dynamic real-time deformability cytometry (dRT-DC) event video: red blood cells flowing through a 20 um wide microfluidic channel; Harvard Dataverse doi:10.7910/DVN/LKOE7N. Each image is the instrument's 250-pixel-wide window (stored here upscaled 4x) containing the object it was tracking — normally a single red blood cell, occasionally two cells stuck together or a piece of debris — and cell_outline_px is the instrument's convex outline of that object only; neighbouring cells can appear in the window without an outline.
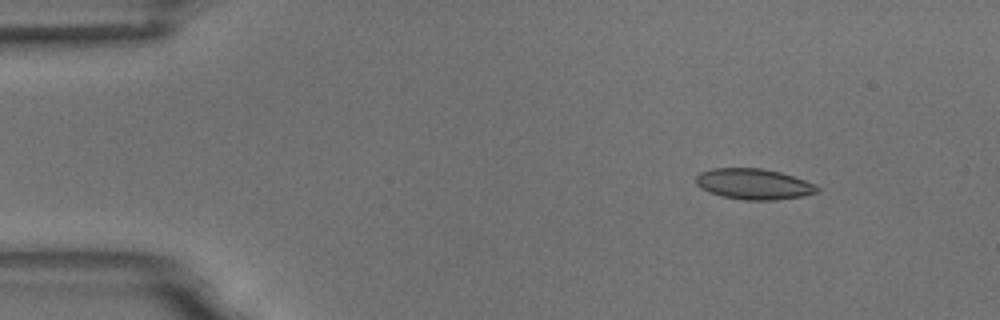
{"species": "common noctule bat (a hibernating species)", "species_latin": "Nyctalus noctula", "temperature_condition": "room temperature", "stored_images_in_passage": 5, "segment_of_instrument_passage": [1, 2], "camera_frame_rate_fps": 3000, "um_per_image_px": 0.085, "animal": {"sex": "male", "body_mass_g": 18.8}, "frame": {"image": 1, "passage_image": 2, "time_ms": 1.0, "image_size_px": [1000, 320], "cell_outline_px": [[820, 188], [816, 192], [804, 196], [776, 200], [744, 200], [724, 196], [700, 188], [696, 184], [696, 176], [700, 172], [712, 168], [760, 168], [780, 172], [816, 184]], "centroid_in_image_um": [64.08, 15.64], "position_along_channel_um": 20.9, "area_um2": 21.62}}